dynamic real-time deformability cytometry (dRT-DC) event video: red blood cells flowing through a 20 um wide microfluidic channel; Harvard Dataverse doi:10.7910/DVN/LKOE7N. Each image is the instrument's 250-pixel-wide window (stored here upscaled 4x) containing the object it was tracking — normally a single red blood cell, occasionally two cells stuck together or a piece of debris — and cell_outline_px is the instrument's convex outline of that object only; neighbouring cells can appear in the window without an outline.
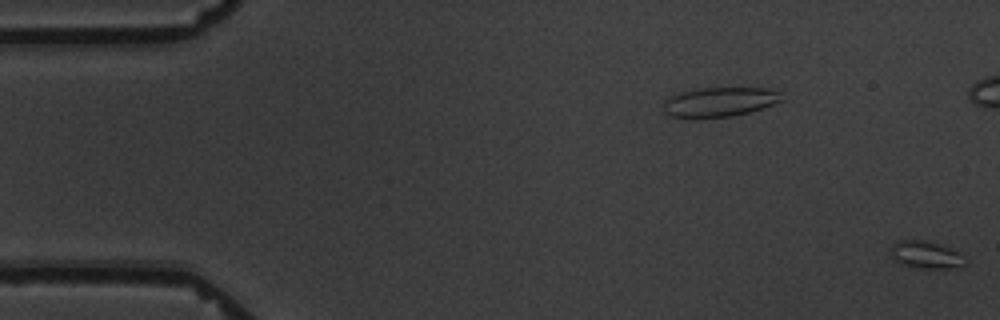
{"species": "common noctule bat (a hibernating species)", "species_latin": "Nyctalus noctula", "temperature_condition": "warm", "stored_images_in_passage": 2, "camera_frame_rate_fps": 3000, "um_per_image_px": 0.085, "animal": {"sex": "male", "body_mass_g": 19.5, "forearm_length_mm": 54.6}, "frame": {"image": 1, "passage_image": 2, "time_ms": 2.0, "image_size_px": [1000, 320], "cell_outline_px": [[968, 264], [960, 268], [920, 268], [904, 264], [892, 260], [888, 248], [896, 240], [920, 240], [936, 244], [948, 248], [956, 252], [968, 260]], "centroid_in_image_um": [78.67, 21.67], "position_along_channel_um": 6.3, "area_um2": 11.96}}